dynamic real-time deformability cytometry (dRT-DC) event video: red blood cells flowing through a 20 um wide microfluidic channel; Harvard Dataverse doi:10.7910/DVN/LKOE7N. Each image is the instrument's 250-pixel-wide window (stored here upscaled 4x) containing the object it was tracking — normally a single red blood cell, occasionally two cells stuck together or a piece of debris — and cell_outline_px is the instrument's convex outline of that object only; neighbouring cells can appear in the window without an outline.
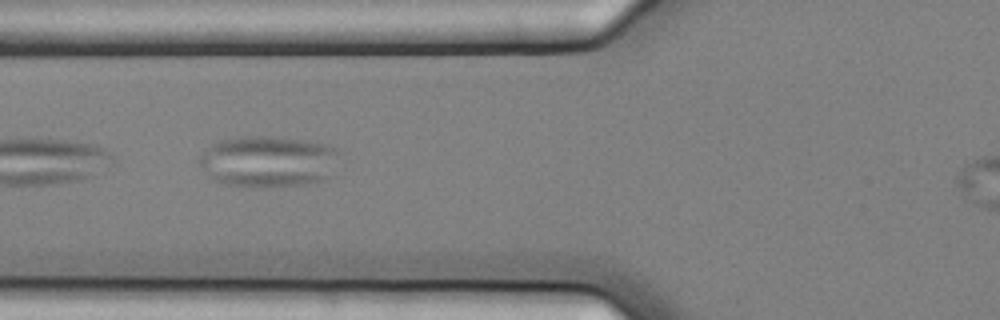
{"species": "common noctule bat (a hibernating species)", "species_latin": "Nyctalus noctula", "temperature_condition": "cold", "stored_images_in_passage": 4, "camera_frame_rate_fps": 3000, "um_per_image_px": 0.085, "animal": {"sex": "female", "body_mass_g": 25.1}, "frame": {"image": 1, "passage_image": 3, "time_ms": 0.667, "image_size_px": [1000, 320], "cell_outline_px": [[344, 152], [328, 176], [320, 180], [308, 184], [260, 188], [256, 188], [224, 184], [212, 180], [208, 176], [196, 160], [212, 144], [220, 140], [244, 136], [268, 136], [300, 140], [328, 144]], "centroid_in_image_um": [22.8, 13.73], "position_along_channel_um": 103.0, "area_um2": 42.43}}
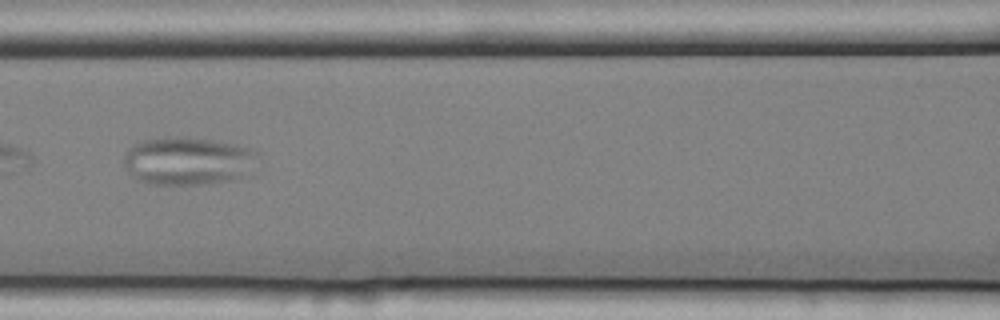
{"frame": {"image": 2, "passage_image": 4, "time_ms": 1.0, "image_size_px": [1000, 320], "cell_outline_px": [[260, 152], [240, 176], [232, 180], [208, 184], [148, 184], [140, 180], [124, 164], [124, 156], [128, 148], [132, 144], [144, 140], [168, 136], [180, 136], [212, 140], [236, 144], [252, 148]], "centroid_in_image_um": [15.93, 13.65], "position_along_channel_um": 150.7, "area_um2": 36.99}}